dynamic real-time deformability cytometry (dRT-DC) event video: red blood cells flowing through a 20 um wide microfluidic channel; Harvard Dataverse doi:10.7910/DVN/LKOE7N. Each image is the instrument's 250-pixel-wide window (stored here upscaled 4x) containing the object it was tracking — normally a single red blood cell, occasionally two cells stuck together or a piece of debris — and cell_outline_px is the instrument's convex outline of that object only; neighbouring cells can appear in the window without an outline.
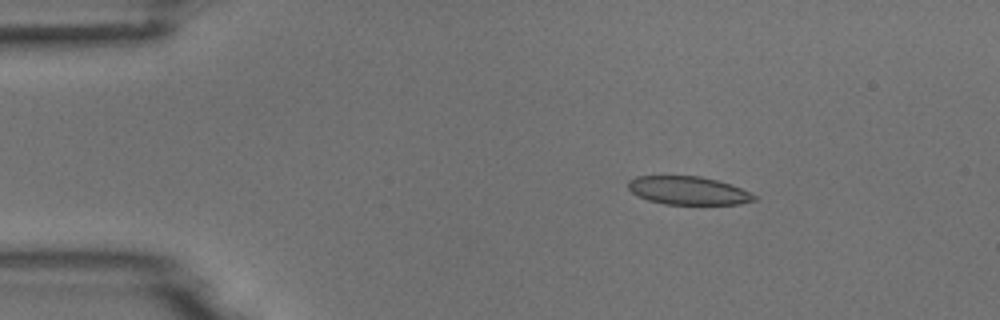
{"species": "common noctule bat (a hibernating species)", "species_latin": "Nyctalus noctula", "temperature_condition": "room temperature", "stored_images_in_passage": 4, "camera_frame_rate_fps": 3000, "um_per_image_px": 0.085, "animal": {"sex": "male", "body_mass_g": 18.8}, "frame": {"image": 1, "passage_image": 2, "time_ms": 1.0, "image_size_px": [1000, 320], "cell_outline_px": [[756, 200], [740, 204], [664, 204], [648, 200], [636, 196], [628, 188], [628, 180], [636, 176], [700, 176], [732, 184], [752, 192], [756, 196]], "centroid_in_image_um": [58.51, 16.2], "position_along_channel_um": 26.5, "area_um2": 20.92}}
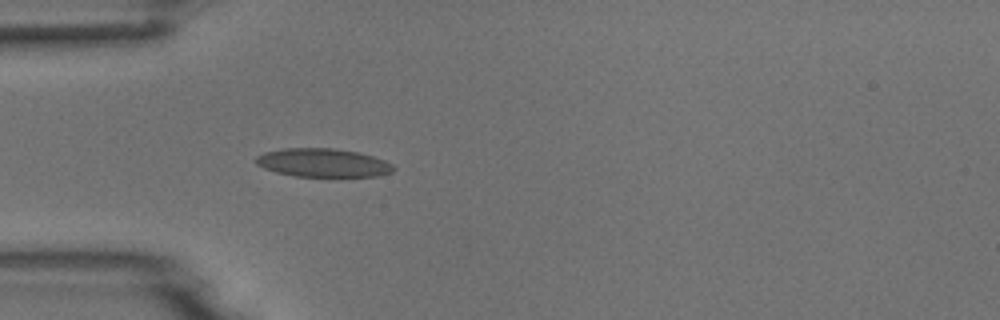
{"frame": {"image": 2, "passage_image": 4, "time_ms": 3.333, "image_size_px": [1000, 320], "cell_outline_px": [[396, 168], [392, 172], [380, 176], [296, 176], [276, 172], [264, 168], [256, 164], [256, 156], [264, 152], [284, 148], [332, 148], [356, 152], [372, 156], [384, 160], [392, 164]], "centroid_in_image_um": [27.45, 13.83], "position_along_channel_um": 57.5, "area_um2": 22.72}}